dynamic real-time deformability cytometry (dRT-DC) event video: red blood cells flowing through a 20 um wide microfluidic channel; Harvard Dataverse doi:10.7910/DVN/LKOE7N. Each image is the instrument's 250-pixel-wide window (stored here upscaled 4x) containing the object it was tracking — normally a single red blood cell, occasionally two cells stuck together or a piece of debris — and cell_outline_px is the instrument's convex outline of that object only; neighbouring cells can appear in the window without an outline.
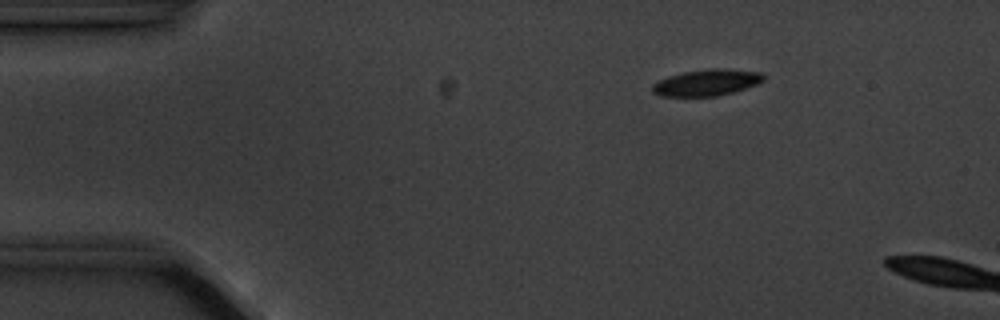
{"species": "common noctule bat (a hibernating species)", "species_latin": "Nyctalus noctula", "temperature_condition": "cold", "stored_images_in_passage": 4, "camera_frame_rate_fps": 3000, "um_per_image_px": 0.085, "animal": {"sex": "male", "body_mass_g": 20.1, "forearm_length_mm": 53.5}, "frame": {"image": 1, "passage_image": 1, "time_ms": 0.0, "image_size_px": [1000, 320], "cell_outline_px": [[764, 80], [756, 84], [732, 92], [716, 96], [660, 96], [652, 92], [652, 84], [668, 76], [684, 72], [708, 68], [724, 68], [760, 72], [764, 76]], "centroid_in_image_um": [60.04, 7.01], "position_along_channel_um": 25.0, "area_um2": 16.99}}